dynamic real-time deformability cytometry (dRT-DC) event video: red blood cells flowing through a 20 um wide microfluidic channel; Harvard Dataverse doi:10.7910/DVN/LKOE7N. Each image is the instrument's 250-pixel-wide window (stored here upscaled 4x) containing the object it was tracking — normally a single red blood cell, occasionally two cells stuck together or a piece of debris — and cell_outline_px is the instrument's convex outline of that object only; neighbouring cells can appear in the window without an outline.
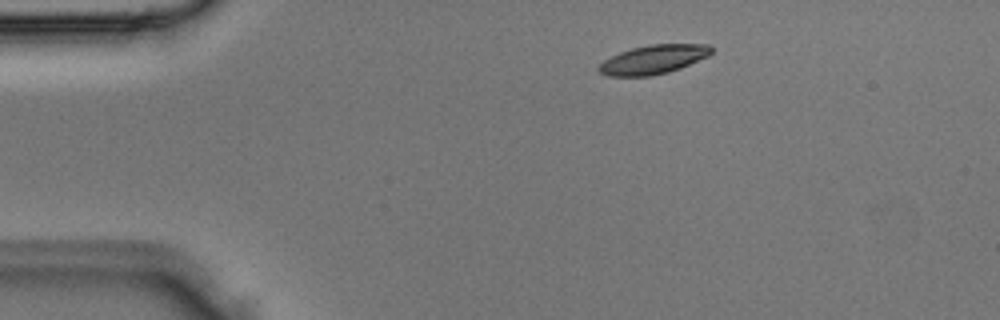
{"species": "Egyptian fruit bat (a non-hibernating species)", "species_latin": "Rousettus aegyptiacus", "temperature_condition": "room temperature", "stored_images_in_passage": 2, "camera_frame_rate_fps": 3000, "um_per_image_px": 0.085, "animal": {"sex": "male"}, "frame": {"image": 1, "passage_image": 1, "time_ms": 0.0, "image_size_px": [1000, 320], "cell_outline_px": [[712, 52], [708, 56], [680, 68], [668, 72], [648, 76], [608, 76], [600, 72], [596, 68], [604, 60], [620, 52], [632, 48], [648, 44], [708, 44], [712, 48]], "centroid_in_image_um": [55.53, 5.05], "position_along_channel_um": 29.5, "area_um2": 18.9}}